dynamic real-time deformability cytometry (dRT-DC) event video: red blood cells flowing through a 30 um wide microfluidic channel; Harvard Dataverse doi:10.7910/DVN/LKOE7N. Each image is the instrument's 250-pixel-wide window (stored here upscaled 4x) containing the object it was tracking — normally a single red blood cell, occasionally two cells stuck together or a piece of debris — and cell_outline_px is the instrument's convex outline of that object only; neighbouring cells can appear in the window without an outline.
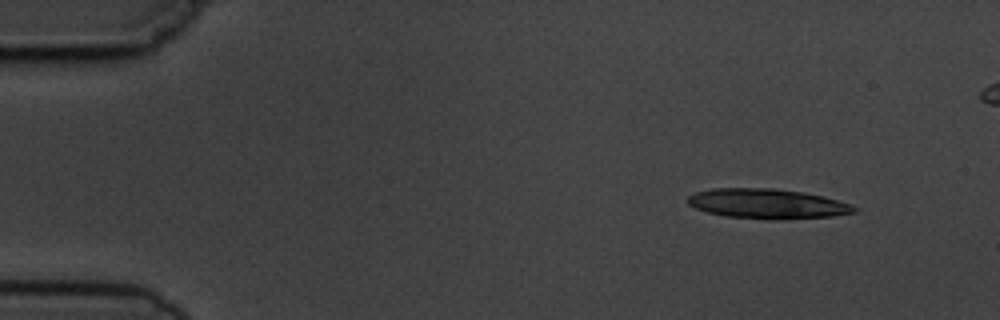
{"species": "common noctule bat (a hibernating species)", "species_latin": "Nyctalus noctula", "temperature_condition": "cold", "stored_images_in_passage": 5, "segment_of_instrument_passage": [1, 2], "camera_frame_rate_fps": 3000, "um_per_image_px": 0.085, "animal": {"sex": "male", "body_mass_g": 19.5, "forearm_length_mm": 54.6}, "frame": {"image": 1, "passage_image": 1, "time_ms": 0.0, "image_size_px": [1000, 320], "cell_outline_px": [[856, 212], [832, 216], [784, 220], [768, 220], [724, 216], [708, 212], [696, 208], [688, 204], [688, 196], [696, 192], [712, 188], [776, 188], [804, 192], [824, 196], [852, 204], [856, 208]], "centroid_in_image_um": [65.25, 17.32], "position_along_channel_um": 19.8, "area_um2": 29.3}}